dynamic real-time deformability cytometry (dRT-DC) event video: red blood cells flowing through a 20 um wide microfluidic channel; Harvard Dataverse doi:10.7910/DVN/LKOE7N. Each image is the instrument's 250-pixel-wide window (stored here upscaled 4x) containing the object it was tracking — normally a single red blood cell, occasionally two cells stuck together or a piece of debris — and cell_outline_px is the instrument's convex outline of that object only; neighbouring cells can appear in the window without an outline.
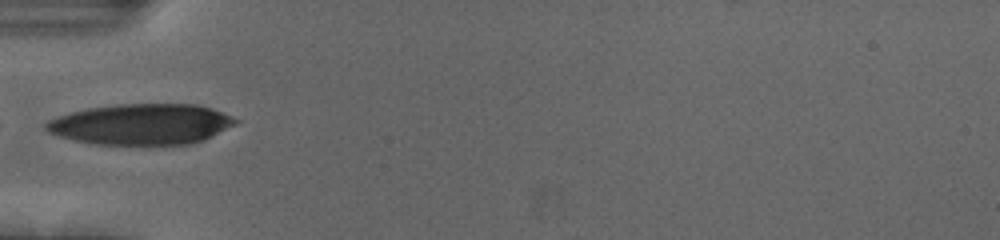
{"species": "human", "species_latin": "Homo sapiens", "temperature_condition": "cold", "stored_images_in_passage": 37, "camera_frame_rate_fps": 3000, "um_per_image_px": 0.085, "donor": {"sex": "female"}, "frame": {"image": 1, "passage_image": 1, "time_ms": 0.0, "image_size_px": [1000, 240], "cell_outline_px": [[240, 120], [236, 124], [204, 140], [192, 144], [96, 144], [76, 140], [60, 136], [48, 132], [44, 128], [44, 124], [48, 120], [72, 112], [88, 108], [116, 104], [196, 104], [212, 108], [232, 116]], "centroid_in_image_um": [12.04, 10.55], "position_along_channel_um": 73.0, "area_um2": 44.91}}
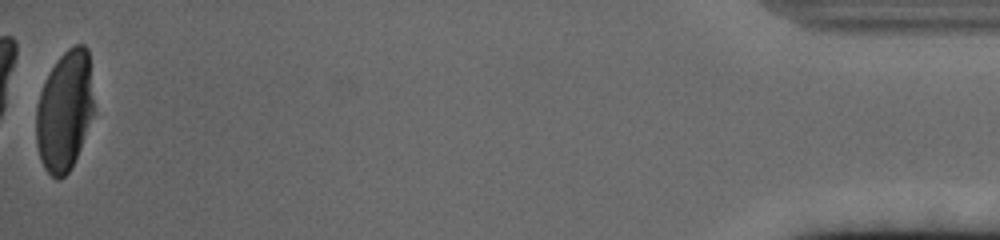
{"frame": {"image": 2, "passage_image": 37, "time_ms": 12.0, "image_size_px": [1000, 240], "cell_outline_px": [[92, 116], [80, 148], [68, 172], [60, 180], [56, 180], [44, 168], [40, 160], [36, 144], [36, 108], [40, 92], [56, 60], [72, 44], [84, 44], [88, 48], [92, 100]], "centroid_in_image_um": [5.46, 9.43], "position_along_channel_um": 429.7, "area_um2": 39.94}, "authors_computed_cell_mechanics": {"area_um2": 44.8528, "velocity_mm_per_s": 3.6816, "shape_relaxation_time_tau1_ms": 3.497, "shape_relaxation_time_tau2_ms": null, "deformation_change_tau1": 0.1647, "deformation_change_tau2": null}}